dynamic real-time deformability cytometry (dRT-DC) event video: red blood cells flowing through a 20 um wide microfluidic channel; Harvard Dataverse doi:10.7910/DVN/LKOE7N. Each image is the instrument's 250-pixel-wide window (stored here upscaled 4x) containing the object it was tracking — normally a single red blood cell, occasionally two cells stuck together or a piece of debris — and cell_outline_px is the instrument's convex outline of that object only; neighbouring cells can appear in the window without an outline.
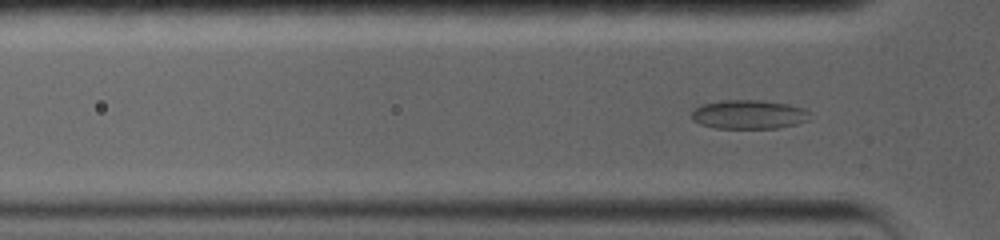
{"species": "common noctule bat (a hibernating species)", "species_latin": "Nyctalus noctula", "temperature_condition": "warm", "stored_images_in_passage": 82, "camera_frame_rate_fps": 5000, "um_per_image_px": 0.085, "animal": {"sex": "female", "body_mass_g": 19.0, "forearm_length_mm": 56.7}, "frame": {"image": 1, "passage_image": 19, "time_ms": 3.6, "image_size_px": [1000, 240], "cell_outline_px": [[812, 112], [808, 120], [796, 124], [776, 128], [716, 128], [700, 124], [692, 120], [692, 108], [700, 104], [724, 100], [760, 100], [788, 104], [804, 108]], "centroid_in_image_um": [63.64, 9.72], "position_along_channel_um": 62.2, "area_um2": 20.17}}
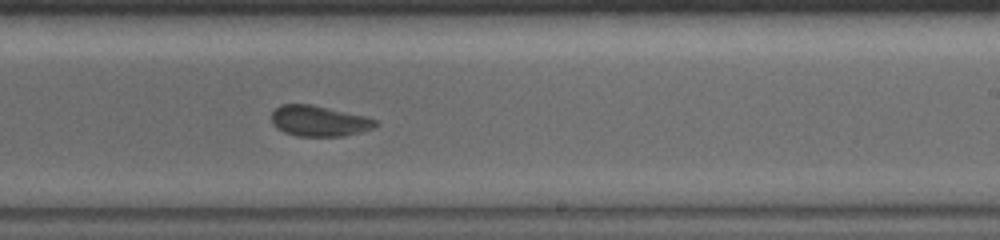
{"frame": {"image": 2, "passage_image": 46, "time_ms": 9.2, "image_size_px": [1000, 240], "cell_outline_px": [[380, 124], [372, 128], [360, 132], [344, 136], [296, 136], [284, 132], [276, 128], [272, 124], [272, 112], [280, 104], [308, 104], [364, 116], [376, 120]], "centroid_in_image_um": [27.09, 10.29], "position_along_channel_um": 261.9, "area_um2": 18.44}}
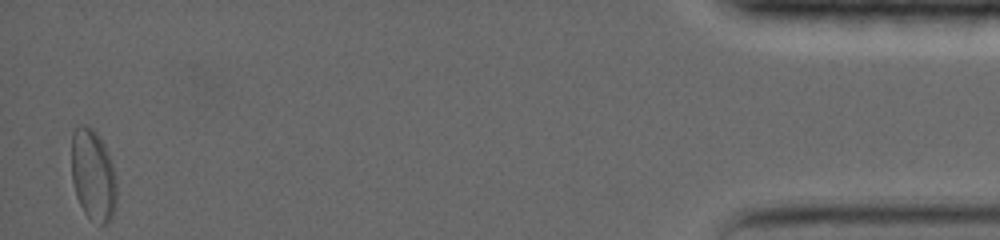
{"frame": {"image": 3, "passage_image": 82, "time_ms": 17.2, "image_size_px": [1000, 240], "cell_outline_px": [[116, 208], [108, 224], [100, 224], [88, 216], [84, 212], [76, 196], [72, 180], [72, 132], [80, 124], [92, 128], [96, 132], [104, 144], [112, 164], [116, 184]], "centroid_in_image_um": [7.91, 14.89], "position_along_channel_um": 427.3, "area_um2": 23.93}, "authors_computed_cell_mechanics": {"area_um2": 20.0277, "velocity_mm_per_s": 3.5704, "shape_relaxation_time_tau1_ms": 11.0768, "shape_relaxation_time_tau2_ms": 3.3931, "deformation_change_tau1": 0.1421, "deformation_change_tau2": 0.0663}}